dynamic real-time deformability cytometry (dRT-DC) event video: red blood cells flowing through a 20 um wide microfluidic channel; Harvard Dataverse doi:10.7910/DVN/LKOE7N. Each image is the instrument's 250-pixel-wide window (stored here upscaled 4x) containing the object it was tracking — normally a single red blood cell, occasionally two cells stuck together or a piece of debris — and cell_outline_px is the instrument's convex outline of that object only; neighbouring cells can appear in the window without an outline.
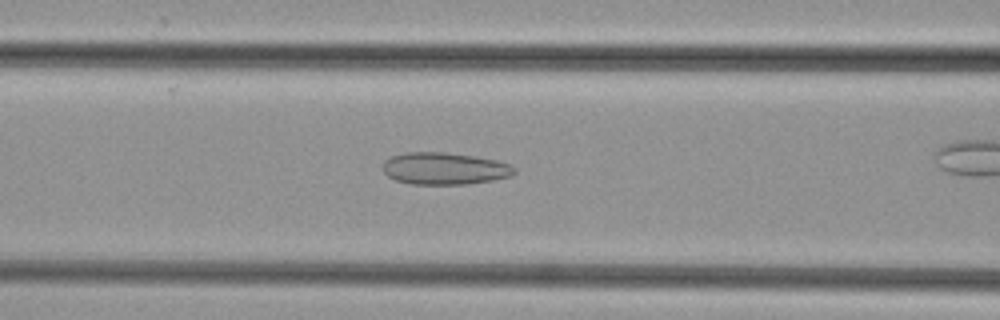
{"species": "common noctule bat (a hibernating species)", "species_latin": "Nyctalus noctula", "temperature_condition": "cold", "stored_images_in_passage": 39, "camera_frame_rate_fps": 3000, "um_per_image_px": 0.085, "animal": {"sex": "female", "body_mass_g": 29.2, "forearm_length_mm": 56.3}, "frame": {"image": 1, "passage_image": 20, "time_ms": 6.333, "image_size_px": [1000, 320], "cell_outline_px": [[516, 172], [512, 176], [492, 180], [468, 184], [412, 184], [396, 180], [388, 176], [384, 172], [384, 160], [392, 156], [408, 152], [444, 152], [476, 156], [496, 160], [512, 164], [516, 168]], "centroid_in_image_um": [37.83, 14.32], "position_along_channel_um": 128.8, "area_um2": 24.68}}
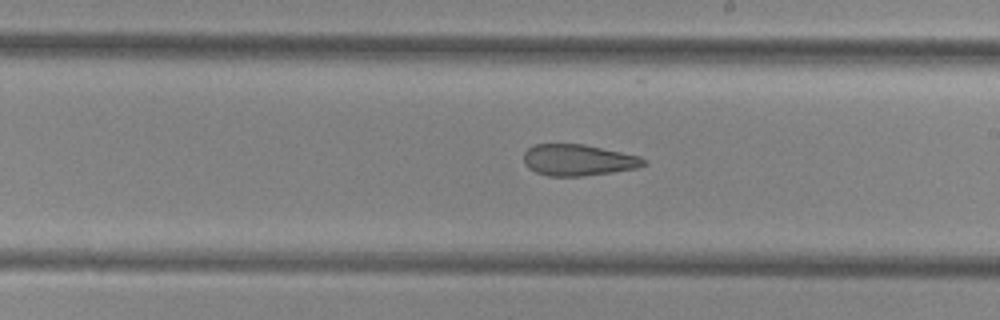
{"frame": {"image": 2, "passage_image": 28, "time_ms": 9.0, "image_size_px": [1000, 320], "cell_outline_px": [[648, 164], [636, 168], [612, 172], [584, 176], [548, 176], [536, 172], [528, 168], [524, 164], [524, 152], [532, 144], [584, 144], [640, 156], [648, 160]], "centroid_in_image_um": [49.15, 13.6], "position_along_channel_um": 239.9, "area_um2": 22.08}}
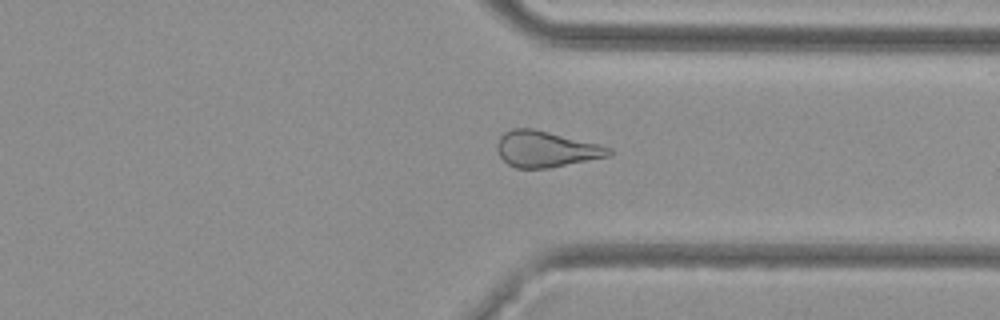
{"frame": {"image": 3, "passage_image": 37, "time_ms": 12.0, "image_size_px": [1000, 320], "cell_outline_px": [[612, 152], [608, 156], [548, 168], [516, 168], [508, 164], [500, 156], [496, 148], [496, 144], [500, 136], [504, 132], [512, 128], [532, 128], [600, 144], [612, 148]], "centroid_in_image_um": [46.38, 12.66], "position_along_channel_um": 365.0, "area_um2": 23.35}}